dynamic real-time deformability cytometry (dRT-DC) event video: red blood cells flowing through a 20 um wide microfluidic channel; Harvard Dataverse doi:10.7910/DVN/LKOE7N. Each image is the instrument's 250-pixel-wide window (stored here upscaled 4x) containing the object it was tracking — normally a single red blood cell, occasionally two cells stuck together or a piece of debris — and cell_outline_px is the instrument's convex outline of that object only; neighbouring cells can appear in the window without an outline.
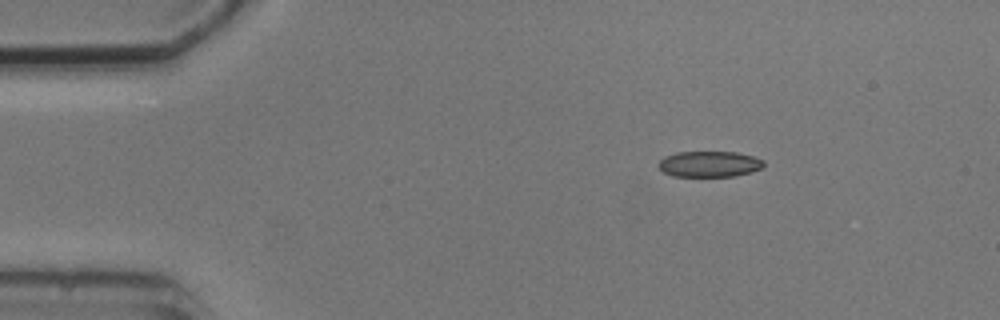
{"species": "common noctule bat (a hibernating species)", "species_latin": "Nyctalus noctula", "temperature_condition": "cold", "stored_images_in_passage": 5, "camera_frame_rate_fps": 3000, "um_per_image_px": 0.085, "animal": {"sex": "male", "body_mass_g": 20.5, "forearm_length_mm": 52.5}, "frame": {"image": 1, "passage_image": 2, "time_ms": 1.0, "image_size_px": [1000, 320], "cell_outline_px": [[764, 168], [752, 172], [732, 176], [672, 176], [664, 172], [656, 164], [664, 156], [676, 152], [736, 152], [752, 156], [764, 160]], "centroid_in_image_um": [60.3, 13.94], "position_along_channel_um": 24.7, "area_um2": 15.95}}